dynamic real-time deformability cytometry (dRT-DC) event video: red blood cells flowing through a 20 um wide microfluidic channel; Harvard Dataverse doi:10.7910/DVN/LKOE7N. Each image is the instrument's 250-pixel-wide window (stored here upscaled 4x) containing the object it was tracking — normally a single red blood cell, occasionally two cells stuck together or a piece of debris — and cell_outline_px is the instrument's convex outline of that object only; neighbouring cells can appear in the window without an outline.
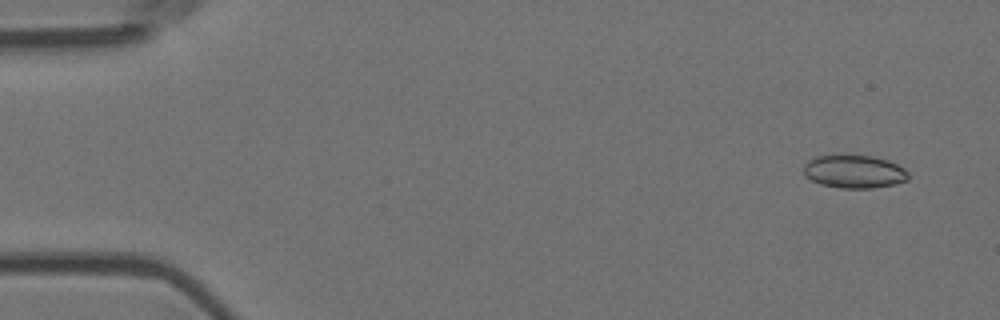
{"species": "Egyptian fruit bat (a non-hibernating species)", "species_latin": "Rousettus aegyptiacus", "temperature_condition": "room temperature", "stored_images_in_passage": 6, "camera_frame_rate_fps": 3000, "um_per_image_px": 0.085, "animal": {"sex": "female"}, "frame": {"image": 1, "passage_image": 2, "time_ms": 0.333, "image_size_px": [1000, 320], "cell_outline_px": [[908, 180], [896, 184], [872, 188], [840, 188], [820, 184], [804, 176], [804, 164], [808, 160], [816, 156], [840, 152], [872, 156], [888, 160], [904, 168], [908, 172]], "centroid_in_image_um": [72.57, 14.54], "position_along_channel_um": 12.4, "area_um2": 20.92}}
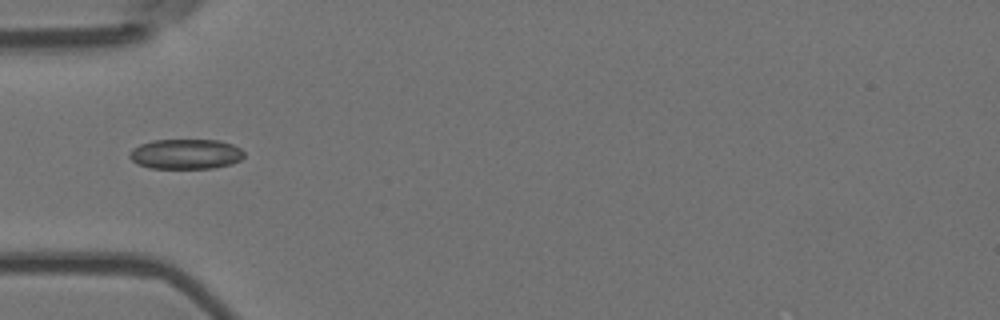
{"frame": {"image": 2, "passage_image": 6, "time_ms": 1.667, "image_size_px": [1000, 320], "cell_outline_px": [[244, 156], [240, 160], [232, 164], [212, 168], [148, 168], [136, 164], [128, 156], [128, 152], [132, 148], [140, 144], [152, 140], [220, 140], [232, 144], [240, 148], [244, 152]], "centroid_in_image_um": [15.76, 13.09], "position_along_channel_um": 69.2, "area_um2": 20.29}}